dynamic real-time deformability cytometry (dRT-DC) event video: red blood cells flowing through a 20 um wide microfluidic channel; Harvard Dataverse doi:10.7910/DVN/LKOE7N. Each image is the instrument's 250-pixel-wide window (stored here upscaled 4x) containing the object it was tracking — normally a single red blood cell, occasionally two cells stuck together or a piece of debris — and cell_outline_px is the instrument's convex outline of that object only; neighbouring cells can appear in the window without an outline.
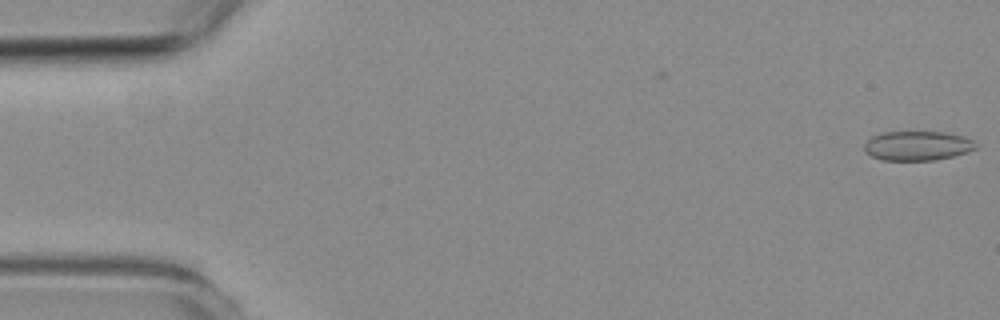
{"species": "common noctule bat (a hibernating species)", "species_latin": "Nyctalus noctula", "temperature_condition": "room temperature", "stored_images_in_passage": 57, "camera_frame_rate_fps": 3000, "um_per_image_px": 0.085, "animal": {"sex": "female", "body_mass_g": 19.3, "forearm_length_mm": 54.1}, "frame": {"image": 1, "passage_image": 1, "time_ms": 0.0, "image_size_px": [1000, 320], "cell_outline_px": [[980, 144], [976, 148], [968, 152], [936, 160], [880, 160], [864, 152], [864, 144], [872, 136], [884, 132], [948, 132], [964, 136]], "centroid_in_image_um": [78.01, 12.39], "position_along_channel_um": 7.0, "area_um2": 19.31}}
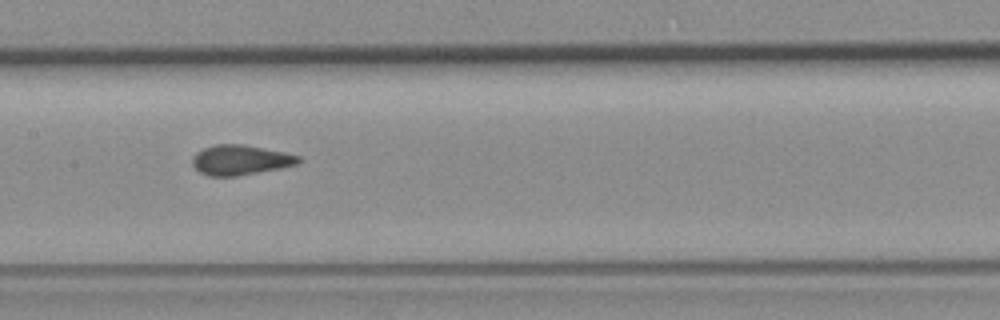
{"frame": {"image": 2, "passage_image": 28, "time_ms": 9.0, "image_size_px": [1000, 320], "cell_outline_px": [[300, 160], [296, 164], [280, 168], [236, 176], [208, 176], [200, 172], [192, 164], [192, 156], [196, 152], [204, 148], [216, 144], [244, 144], [284, 152], [300, 156]], "centroid_in_image_um": [20.4, 13.59], "position_along_channel_um": 187.0, "area_um2": 18.44}}
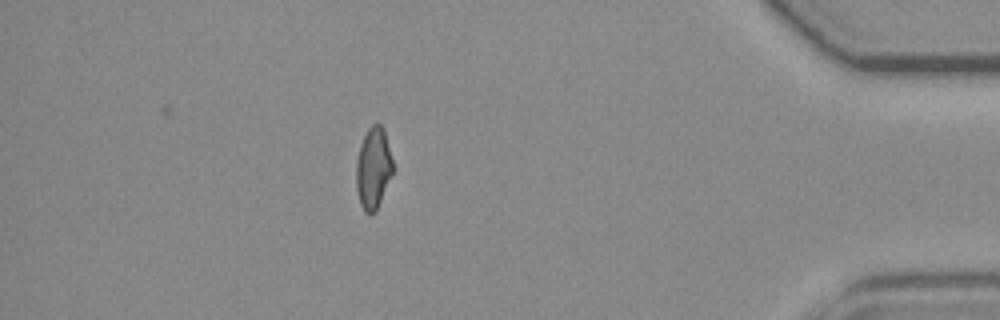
{"frame": {"image": 3, "passage_image": 50, "time_ms": 16.333, "image_size_px": [1000, 320], "cell_outline_px": [[392, 172], [376, 212], [364, 212], [360, 204], [356, 188], [356, 160], [360, 144], [368, 128], [372, 124], [380, 124], [384, 128], [392, 160]], "centroid_in_image_um": [31.7, 14.28], "position_along_channel_um": 403.5, "area_um2": 17.22}, "authors_computed_cell_mechanics": {"area_um2": 18.6694, "velocity_mm_per_s": 3.6058, "shape_relaxation_time_tau1_ms": null, "shape_relaxation_time_tau2_ms": 1.0724, "deformation_change_tau1": null, "deformation_change_tau2": 0.0501}}